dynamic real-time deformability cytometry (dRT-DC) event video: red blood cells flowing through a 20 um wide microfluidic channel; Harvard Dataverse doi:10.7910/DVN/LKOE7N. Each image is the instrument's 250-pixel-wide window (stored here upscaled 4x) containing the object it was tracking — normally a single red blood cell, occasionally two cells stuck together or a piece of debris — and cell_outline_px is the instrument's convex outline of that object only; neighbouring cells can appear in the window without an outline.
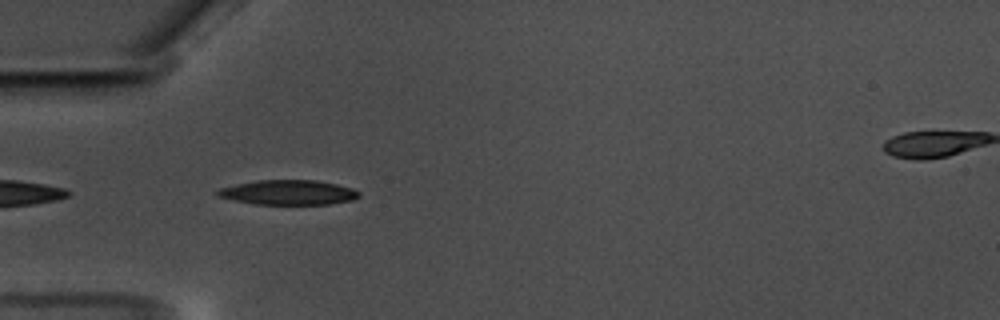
{"species": "common noctule bat (a hibernating species)", "species_latin": "Nyctalus noctula", "temperature_condition": "warm", "stored_images_in_passage": 24, "camera_frame_rate_fps": 3000, "um_per_image_px": 0.085, "animal": {"sex": "male", "body_mass_g": 17.5, "forearm_length_mm": 52.3}, "frame": {"image": 1, "passage_image": 3, "time_ms": 0.667, "image_size_px": [1000, 320], "cell_outline_px": [[360, 196], [352, 200], [328, 204], [256, 204], [216, 196], [216, 192], [220, 188], [236, 184], [260, 180], [316, 180], [336, 184], [352, 188], [360, 192]], "centroid_in_image_um": [24.53, 16.35], "position_along_channel_um": 60.5, "area_um2": 20.23}}
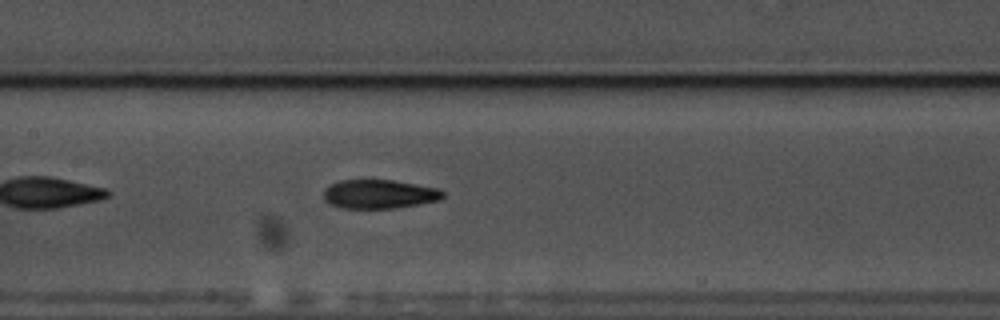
{"frame": {"image": 2, "passage_image": 13, "time_ms": 4.0, "image_size_px": [1000, 320], "cell_outline_px": [[444, 196], [440, 200], [420, 204], [396, 208], [340, 208], [328, 204], [324, 200], [324, 188], [340, 180], [392, 180], [440, 188], [444, 192]], "centroid_in_image_um": [32.24, 16.5], "position_along_channel_um": 175.2, "area_um2": 20.29}}
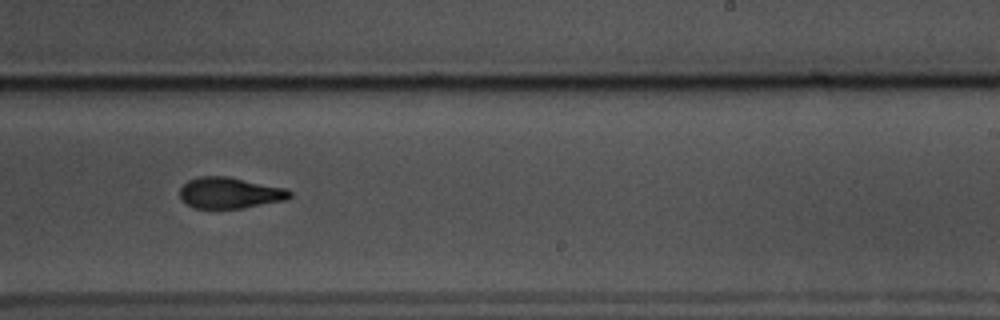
{"frame": {"image": 3, "passage_image": 21, "time_ms": 6.667, "image_size_px": [1000, 320], "cell_outline_px": [[292, 196], [288, 200], [244, 208], [192, 208], [184, 204], [180, 200], [180, 188], [188, 180], [200, 176], [228, 176], [284, 188], [292, 192]], "centroid_in_image_um": [19.51, 16.41], "position_along_channel_um": 269.5, "area_um2": 20.17}}